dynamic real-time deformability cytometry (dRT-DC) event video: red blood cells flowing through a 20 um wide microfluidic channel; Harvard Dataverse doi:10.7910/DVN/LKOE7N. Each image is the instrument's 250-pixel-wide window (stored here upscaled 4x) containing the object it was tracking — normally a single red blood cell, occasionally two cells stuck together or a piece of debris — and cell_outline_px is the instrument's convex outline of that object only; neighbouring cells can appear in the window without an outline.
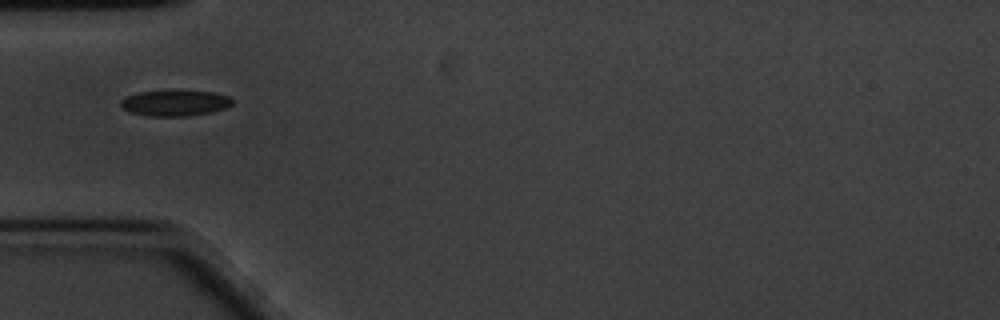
{"species": "common noctule bat (a hibernating species)", "species_latin": "Nyctalus noctula", "temperature_condition": "cold", "stored_images_in_passage": 42, "camera_frame_rate_fps": 3000, "um_per_image_px": 0.085, "animal": {"sex": "male", "body_mass_g": 20.1, "forearm_length_mm": 53.5}, "frame": {"image": 1, "passage_image": 1, "time_ms": 0.0, "image_size_px": [1000, 320], "cell_outline_px": [[232, 104], [224, 108], [212, 112], [188, 116], [152, 116], [128, 112], [120, 104], [120, 100], [128, 96], [140, 92], [212, 92], [228, 96], [232, 100]], "centroid_in_image_um": [14.86, 8.78], "position_along_channel_um": 70.1, "area_um2": 16.24}}
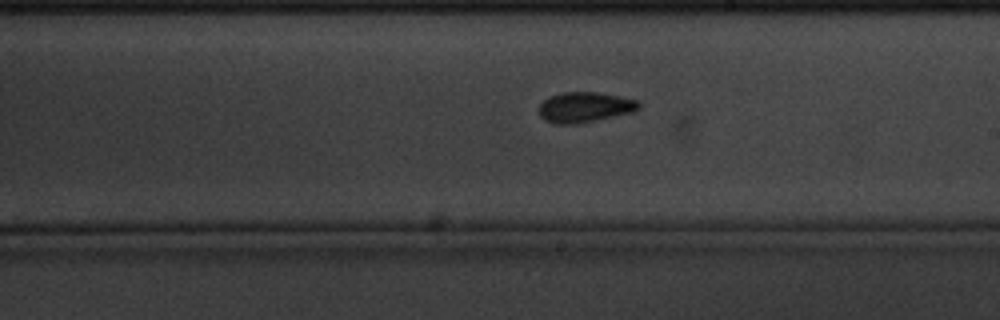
{"frame": {"image": 2, "passage_image": 16, "time_ms": 5.0, "image_size_px": [1000, 320], "cell_outline_px": [[640, 108], [636, 112], [576, 124], [556, 124], [544, 120], [540, 116], [540, 104], [548, 96], [560, 92], [596, 92], [640, 100]], "centroid_in_image_um": [49.73, 9.11], "position_along_channel_um": 239.3, "area_um2": 17.86}}
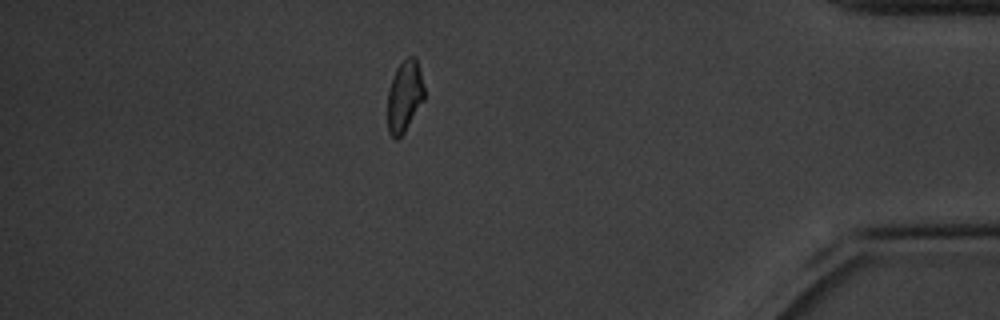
{"frame": {"image": 3, "passage_image": 34, "time_ms": 11.0, "image_size_px": [1000, 320], "cell_outline_px": [[424, 100], [404, 132], [396, 140], [388, 132], [388, 92], [392, 76], [396, 68], [408, 56], [416, 56], [424, 88]], "centroid_in_image_um": [34.38, 8.17], "position_along_channel_um": 400.8, "area_um2": 15.2}, "authors_computed_cell_mechanics": {"area_um2": 16.3863, "velocity_mm_per_s": 3.3634, "shape_relaxation_time_tau1_ms": 3.4438, "shape_relaxation_time_tau2_ms": 4.5418, "deformation_change_tau1": 0.0959, "deformation_change_tau2": 0.0792}}